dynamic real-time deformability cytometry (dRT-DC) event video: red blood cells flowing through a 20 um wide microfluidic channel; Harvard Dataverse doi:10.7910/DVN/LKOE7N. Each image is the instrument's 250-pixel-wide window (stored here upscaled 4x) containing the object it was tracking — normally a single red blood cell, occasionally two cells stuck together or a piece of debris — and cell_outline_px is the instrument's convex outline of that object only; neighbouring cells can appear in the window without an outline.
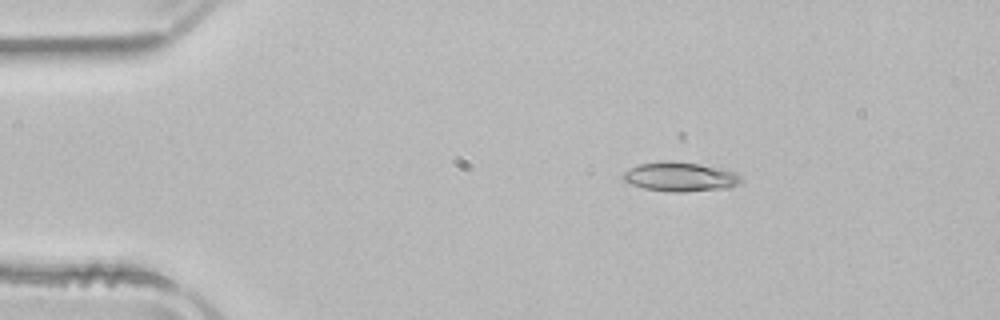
{"species": "common noctule bat (a hibernating species)", "species_latin": "Nyctalus noctula", "temperature_condition": "room temperature", "stored_images_in_passage": 4, "camera_frame_rate_fps": 3000, "um_per_image_px": 0.085, "animal": {"sex": "male", "body_mass_g": 21.5, "forearm_length_mm": 52.0}, "frame": {"image": 1, "passage_image": 3, "time_ms": 0.667, "image_size_px": [1000, 320], "cell_outline_px": [[740, 180], [736, 184], [720, 188], [684, 192], [672, 192], [644, 188], [632, 184], [624, 180], [620, 176], [624, 172], [640, 164], [700, 164], [736, 172], [740, 176]], "centroid_in_image_um": [57.8, 15.07], "position_along_channel_um": 27.2, "area_um2": 18.79}}
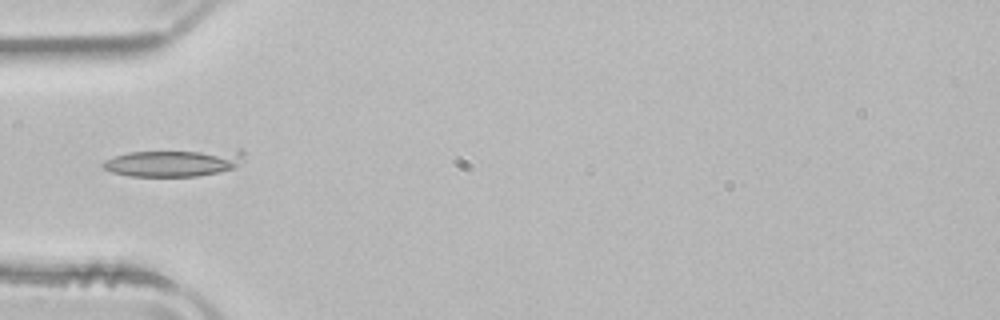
{"frame": {"image": 2, "passage_image": 4, "time_ms": 1.0, "image_size_px": [1000, 320], "cell_outline_px": [[244, 156], [236, 168], [220, 172], [196, 176], [128, 176], [112, 172], [104, 168], [100, 164], [104, 160], [128, 152], [240, 148], [244, 148]], "centroid_in_image_um": [14.86, 13.81], "position_along_channel_um": 70.1, "area_um2": 23.0}}